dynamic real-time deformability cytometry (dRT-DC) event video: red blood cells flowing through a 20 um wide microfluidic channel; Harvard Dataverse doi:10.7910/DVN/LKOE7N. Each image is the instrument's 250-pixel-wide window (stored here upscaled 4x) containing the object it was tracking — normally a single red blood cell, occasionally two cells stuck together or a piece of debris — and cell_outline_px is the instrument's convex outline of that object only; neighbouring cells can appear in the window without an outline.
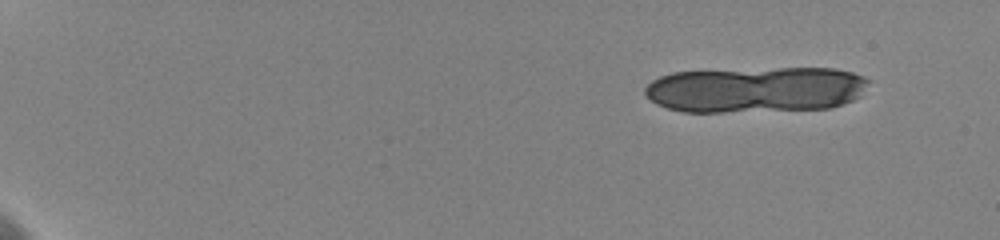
{"species": "human", "species_latin": "Homo sapiens", "temperature_condition": "cold", "stored_images_in_passage": 12, "camera_frame_rate_fps": 3000, "um_per_image_px": 0.085, "donor": {"sex": "female"}, "frame": {"image": 1, "passage_image": 1, "time_ms": 0.0, "image_size_px": [1000, 240], "cell_outline_px": [[868, 80], [860, 96], [852, 100], [832, 108], [724, 112], [684, 112], [668, 108], [656, 104], [644, 96], [644, 88], [652, 80], [660, 76], [672, 72], [780, 68], [836, 68], [852, 72], [864, 76]], "centroid_in_image_um": [64.2, 7.61], "position_along_channel_um": 20.8, "area_um2": 59.88}}